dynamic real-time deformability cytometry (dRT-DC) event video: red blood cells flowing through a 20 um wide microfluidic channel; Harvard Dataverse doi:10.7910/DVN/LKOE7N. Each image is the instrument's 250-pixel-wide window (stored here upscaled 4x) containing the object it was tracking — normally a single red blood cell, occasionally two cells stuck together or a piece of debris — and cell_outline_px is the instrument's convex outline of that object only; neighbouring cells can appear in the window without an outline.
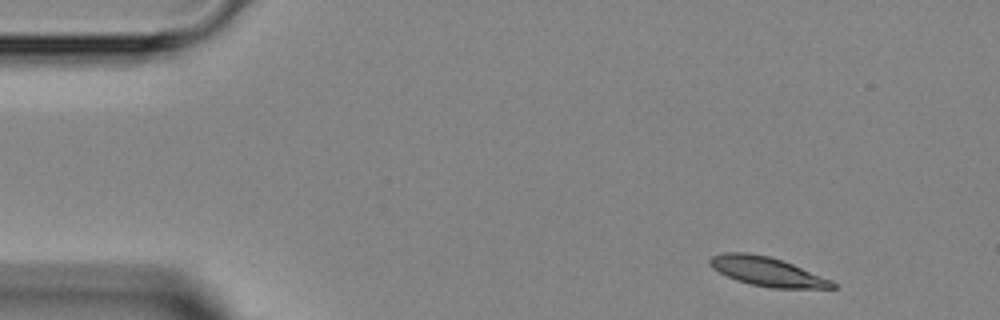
{"species": "Egyptian fruit bat (a non-hibernating species)", "species_latin": "Rousettus aegyptiacus", "temperature_condition": "room temperature", "stored_images_in_passage": 4, "camera_frame_rate_fps": 3000, "um_per_image_px": 0.085, "animal": {"sex": "female"}, "frame": {"image": 1, "passage_image": 1, "time_ms": 0.0, "image_size_px": [1000, 320], "cell_outline_px": [[840, 288], [772, 288], [748, 284], [736, 280], [712, 268], [708, 264], [708, 260], [712, 256], [724, 252], [744, 252], [768, 256], [792, 264], [832, 280], [840, 284]], "centroid_in_image_um": [65.23, 23.09], "position_along_channel_um": 19.8, "area_um2": 20.81}}
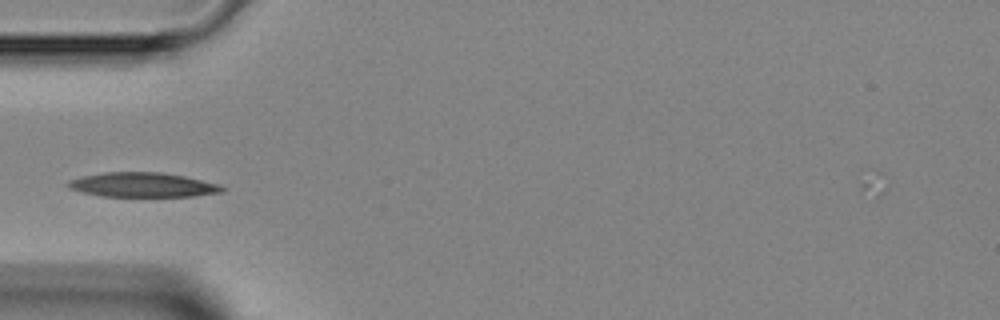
{"frame": {"image": 2, "passage_image": 4, "time_ms": 3.333, "image_size_px": [1000, 320], "cell_outline_px": [[224, 192], [192, 196], [100, 196], [68, 188], [64, 184], [68, 180], [80, 176], [104, 172], [160, 172], [184, 176], [220, 184], [224, 188]], "centroid_in_image_um": [12.09, 15.7], "position_along_channel_um": 72.9, "area_um2": 22.08}}